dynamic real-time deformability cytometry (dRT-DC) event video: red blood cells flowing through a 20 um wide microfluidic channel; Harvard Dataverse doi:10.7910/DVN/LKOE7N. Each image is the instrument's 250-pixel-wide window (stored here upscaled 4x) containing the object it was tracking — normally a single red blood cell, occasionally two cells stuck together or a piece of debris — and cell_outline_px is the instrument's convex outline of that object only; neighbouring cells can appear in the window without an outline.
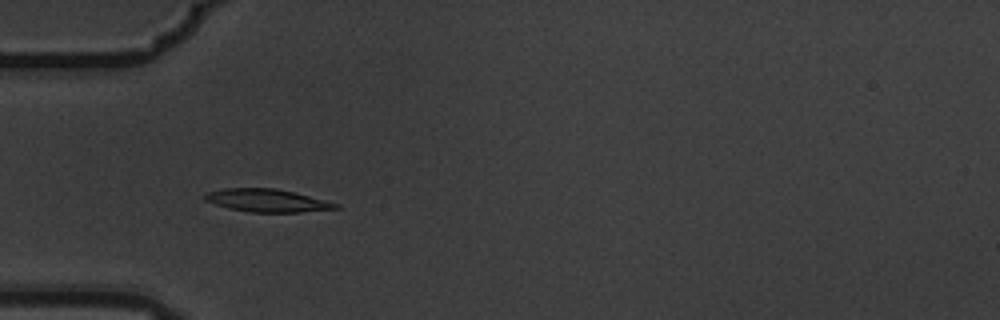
{"species": "common noctule bat (a hibernating species)", "species_latin": "Nyctalus noctula", "temperature_condition": "warm", "stored_images_in_passage": 6, "camera_frame_rate_fps": 3000, "um_per_image_px": 0.085, "animal": {"sex": "male", "body_mass_g": 19.5, "forearm_length_mm": 54.6}, "frame": {"image": 1, "passage_image": 5, "time_ms": 1.333, "image_size_px": [1000, 320], "cell_outline_px": [[340, 208], [300, 212], [252, 212], [228, 208], [204, 200], [204, 196], [208, 192], [224, 188], [276, 188], [340, 204]], "centroid_in_image_um": [22.69, 17.04], "position_along_channel_um": 62.3, "area_um2": 17.17}}
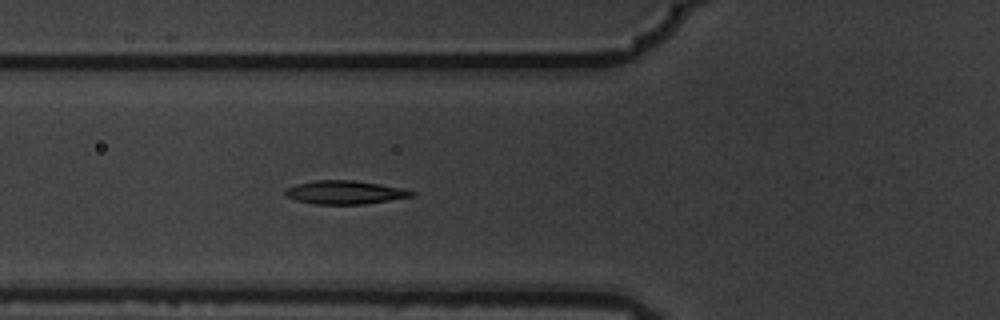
{"frame": {"image": 2, "passage_image": 6, "time_ms": 1.667, "image_size_px": [1000, 320], "cell_outline_px": [[416, 196], [364, 204], [316, 204], [296, 200], [288, 196], [284, 192], [288, 188], [296, 184], [312, 180], [356, 180], [404, 188], [416, 192]], "centroid_in_image_um": [29.38, 16.34], "position_along_channel_um": 96.4, "area_um2": 17.34}}